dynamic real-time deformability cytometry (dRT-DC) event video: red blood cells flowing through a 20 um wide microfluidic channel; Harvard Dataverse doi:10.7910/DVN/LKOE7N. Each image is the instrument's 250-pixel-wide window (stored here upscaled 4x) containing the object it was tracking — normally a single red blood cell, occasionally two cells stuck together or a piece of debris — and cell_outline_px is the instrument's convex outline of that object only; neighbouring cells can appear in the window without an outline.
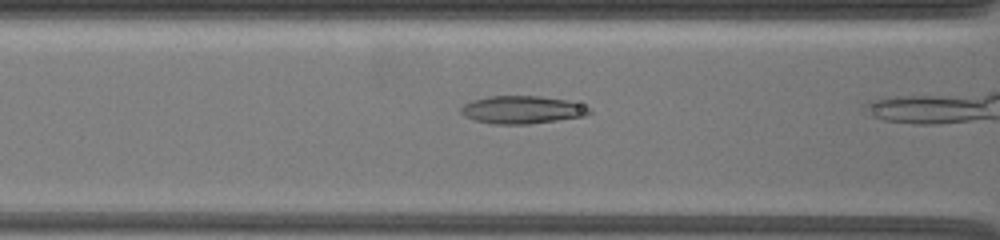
{"species": "common noctule bat (a hibernating species)", "species_latin": "Nyctalus noctula", "temperature_condition": "warm", "stored_images_in_passage": 18, "camera_frame_rate_fps": 3000, "um_per_image_px": 0.085, "animal": {"sex": "female", "body_mass_g": 19.5, "forearm_length_mm": 54.1}, "frame": {"image": 1, "passage_image": 9, "time_ms": 2.0, "image_size_px": [1000, 240], "cell_outline_px": [[592, 112], [584, 116], [528, 124], [496, 124], [476, 120], [464, 116], [460, 112], [460, 108], [464, 104], [472, 100], [488, 96], [540, 96], [564, 100], [580, 104], [592, 108]], "centroid_in_image_um": [44.36, 9.32], "position_along_channel_um": 122.2, "area_um2": 20.63}}
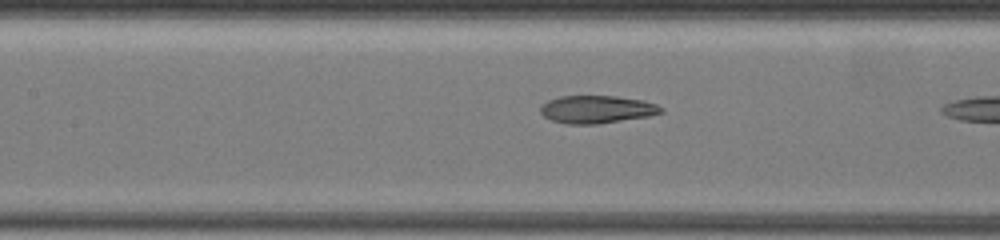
{"frame": {"image": 2, "passage_image": 15, "time_ms": 3.0, "image_size_px": [1000, 240], "cell_outline_px": [[664, 112], [648, 116], [600, 124], [564, 124], [552, 120], [544, 116], [540, 112], [540, 104], [548, 100], [560, 96], [616, 96], [644, 100], [656, 104], [664, 108]], "centroid_in_image_um": [50.72, 9.3], "position_along_channel_um": 156.7, "area_um2": 19.71}}